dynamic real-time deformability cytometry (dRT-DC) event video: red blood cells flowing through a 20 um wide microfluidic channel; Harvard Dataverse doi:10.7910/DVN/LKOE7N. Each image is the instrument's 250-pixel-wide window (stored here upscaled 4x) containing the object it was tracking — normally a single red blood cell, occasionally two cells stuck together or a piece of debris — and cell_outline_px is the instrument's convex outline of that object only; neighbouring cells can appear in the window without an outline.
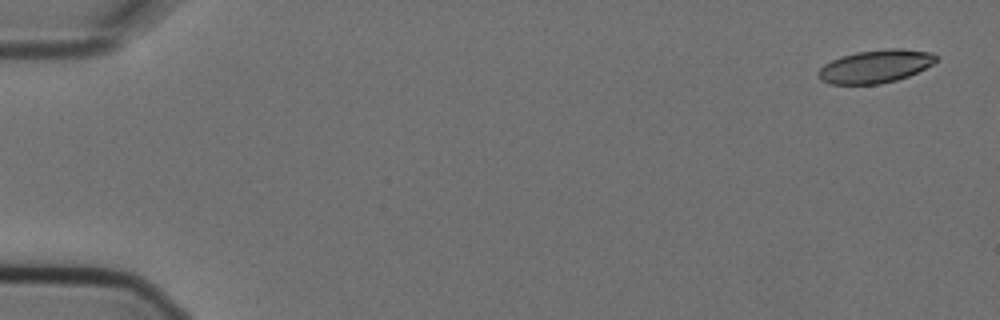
{"species": "Egyptian fruit bat (a non-hibernating species)", "species_latin": "Rousettus aegyptiacus", "temperature_condition": "cold", "stored_images_in_passage": 3, "camera_frame_rate_fps": 3000, "um_per_image_px": 0.085, "animal": {"sex": "female"}, "frame": {"image": 1, "passage_image": 1, "time_ms": 0.0, "image_size_px": [1000, 320], "cell_outline_px": [[936, 60], [932, 64], [908, 76], [896, 80], [880, 84], [828, 84], [820, 80], [816, 72], [824, 64], [840, 56], [856, 52], [884, 48], [900, 48], [932, 52], [936, 56]], "centroid_in_image_um": [74.37, 5.63], "position_along_channel_um": 10.6, "area_um2": 22.77}}